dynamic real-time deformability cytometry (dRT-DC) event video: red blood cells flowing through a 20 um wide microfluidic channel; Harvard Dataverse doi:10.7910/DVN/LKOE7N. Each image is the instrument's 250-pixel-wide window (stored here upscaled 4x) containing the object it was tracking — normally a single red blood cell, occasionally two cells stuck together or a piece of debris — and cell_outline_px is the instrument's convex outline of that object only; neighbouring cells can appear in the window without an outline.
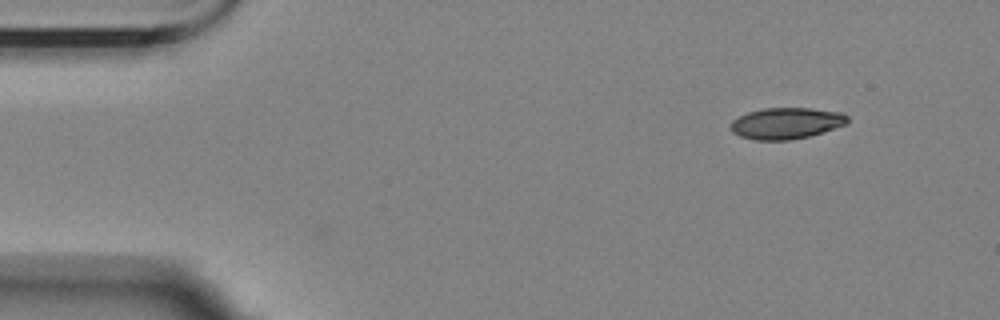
{"species": "Egyptian fruit bat (a non-hibernating species)", "species_latin": "Rousettus aegyptiacus", "temperature_condition": "room temperature", "stored_images_in_passage": 4, "camera_frame_rate_fps": 3000, "um_per_image_px": 0.085, "animal": {"sex": "female"}, "frame": {"image": 1, "passage_image": 1, "time_ms": 0.0, "image_size_px": [1000, 320], "cell_outline_px": [[848, 124], [824, 132], [808, 136], [788, 140], [752, 140], [740, 136], [732, 132], [728, 128], [732, 120], [748, 112], [764, 108], [812, 108], [844, 112], [848, 116]], "centroid_in_image_um": [66.84, 10.47], "position_along_channel_um": 18.2, "area_um2": 21.62}}
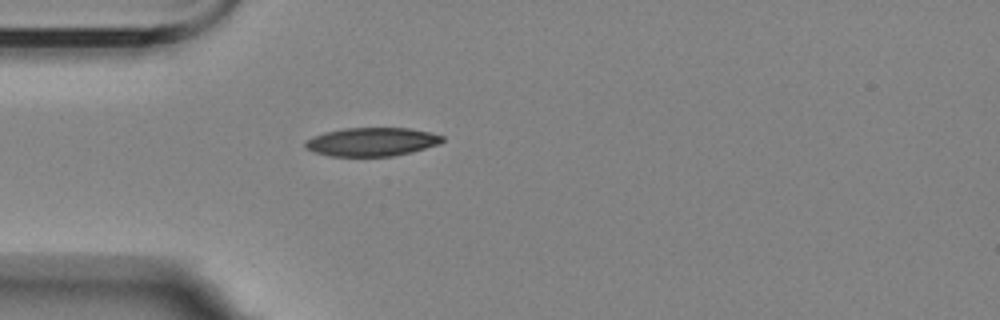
{"frame": {"image": 2, "passage_image": 4, "time_ms": 3.333, "image_size_px": [1000, 320], "cell_outline_px": [[444, 140], [440, 144], [412, 152], [392, 156], [332, 156], [312, 152], [304, 148], [304, 144], [308, 140], [324, 132], [344, 128], [408, 128], [432, 132], [444, 136]], "centroid_in_image_um": [31.64, 12.05], "position_along_channel_um": 53.4, "area_um2": 22.89}}